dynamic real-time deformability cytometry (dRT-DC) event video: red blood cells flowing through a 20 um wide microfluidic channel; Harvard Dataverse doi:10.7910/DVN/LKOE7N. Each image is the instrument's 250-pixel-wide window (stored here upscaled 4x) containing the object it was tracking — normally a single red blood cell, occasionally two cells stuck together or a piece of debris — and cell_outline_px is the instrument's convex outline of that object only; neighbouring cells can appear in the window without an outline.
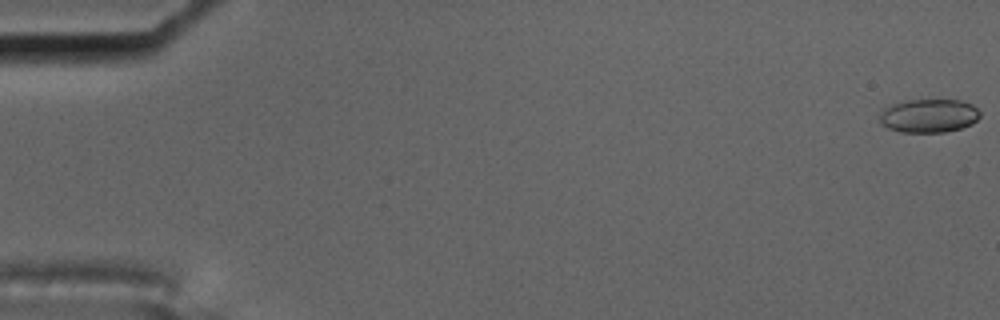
{"species": "common noctule bat (a hibernating species)", "species_latin": "Nyctalus noctula", "temperature_condition": "cold", "stored_images_in_passage": 59, "camera_frame_rate_fps": 3000, "um_per_image_px": 0.085, "animal": {"sex": "male", "body_mass_g": 17.5, "forearm_length_mm": 52.3}, "frame": {"image": 1, "passage_image": 1, "time_ms": 0.0, "image_size_px": [1000, 320], "cell_outline_px": [[980, 116], [972, 124], [960, 128], [944, 132], [900, 132], [888, 128], [876, 116], [884, 108], [892, 104], [908, 100], [960, 100], [972, 104], [980, 112]], "centroid_in_image_um": [78.93, 9.83], "position_along_channel_um": 6.1, "area_um2": 19.65}}
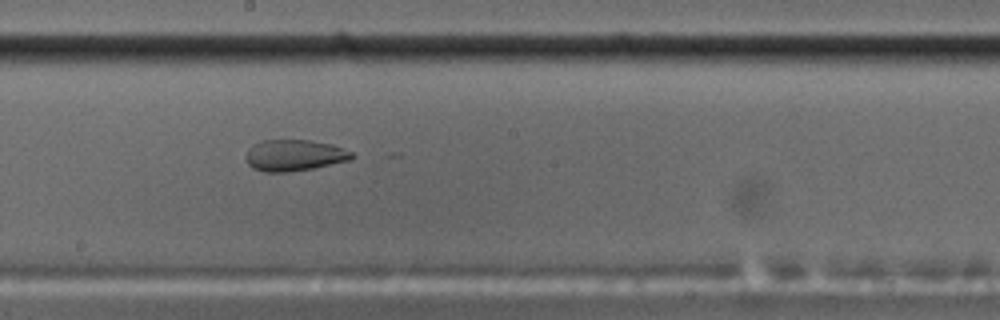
{"frame": {"image": 2, "passage_image": 33, "time_ms": 10.667, "image_size_px": [1000, 320], "cell_outline_px": [[352, 156], [348, 160], [312, 168], [288, 172], [264, 172], [252, 168], [248, 164], [244, 156], [248, 148], [252, 144], [260, 140], [308, 140], [332, 144], [352, 152]], "centroid_in_image_um": [24.92, 13.19], "position_along_channel_um": 223.3, "area_um2": 19.31}}
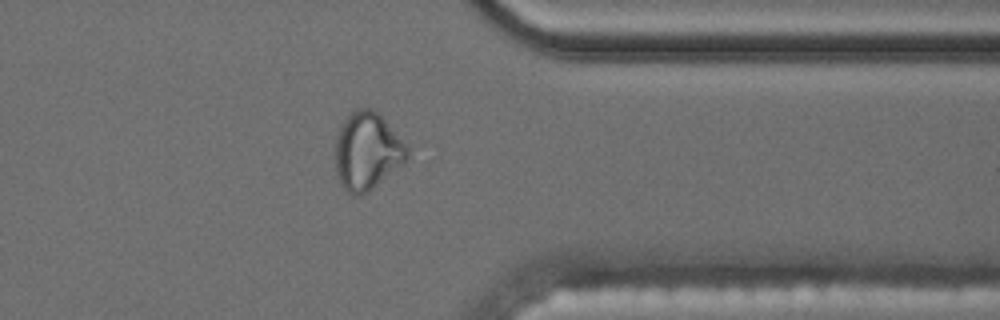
{"frame": {"image": 3, "passage_image": 47, "time_ms": 15.333, "image_size_px": [1000, 320], "cell_outline_px": [[408, 156], [400, 164], [368, 192], [360, 196], [352, 196], [344, 188], [336, 176], [336, 136], [344, 120], [356, 108], [372, 108], [384, 120], [408, 148]], "centroid_in_image_um": [31.16, 12.86], "position_along_channel_um": 380.2, "area_um2": 31.67}, "authors_computed_cell_mechanics": {"area_um2": 20.5768, "velocity_mm_per_s": 3.5143, "shape_relaxation_time_tau1_ms": null, "shape_relaxation_time_tau2_ms": 3.0605, "deformation_change_tau1": null, "deformation_change_tau2": 0.058}}